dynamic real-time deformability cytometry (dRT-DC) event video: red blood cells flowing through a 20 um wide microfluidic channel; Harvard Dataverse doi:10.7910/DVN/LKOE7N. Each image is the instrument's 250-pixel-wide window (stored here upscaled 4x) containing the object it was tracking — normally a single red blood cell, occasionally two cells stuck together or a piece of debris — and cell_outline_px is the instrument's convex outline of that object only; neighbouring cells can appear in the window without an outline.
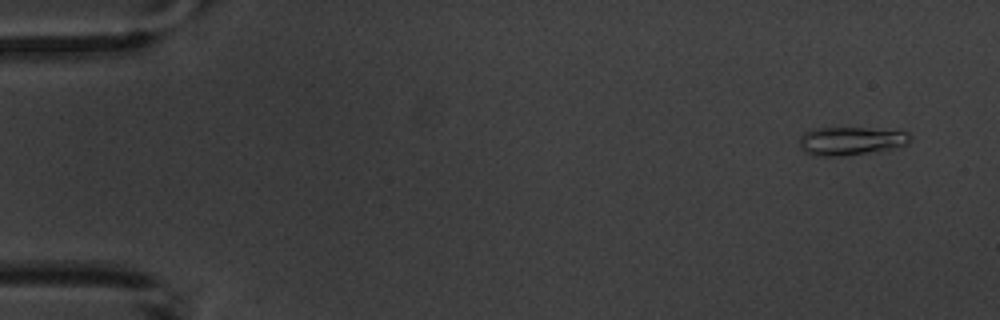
{"species": "common noctule bat (a hibernating species)", "species_latin": "Nyctalus noctula", "temperature_condition": "warm", "stored_images_in_passage": 7, "camera_frame_rate_fps": 3000, "um_per_image_px": 0.085, "animal": {"sex": "male", "body_mass_g": 20.1, "forearm_length_mm": 53.5}, "frame": {"image": 1, "passage_image": 1, "time_ms": 0.0, "image_size_px": [1000, 320], "cell_outline_px": [[912, 140], [904, 144], [892, 148], [848, 156], [812, 156], [804, 152], [800, 148], [800, 136], [816, 128], [868, 128], [908, 132], [912, 136]], "centroid_in_image_um": [72.3, 11.99], "position_along_channel_um": 12.7, "area_um2": 18.21}}
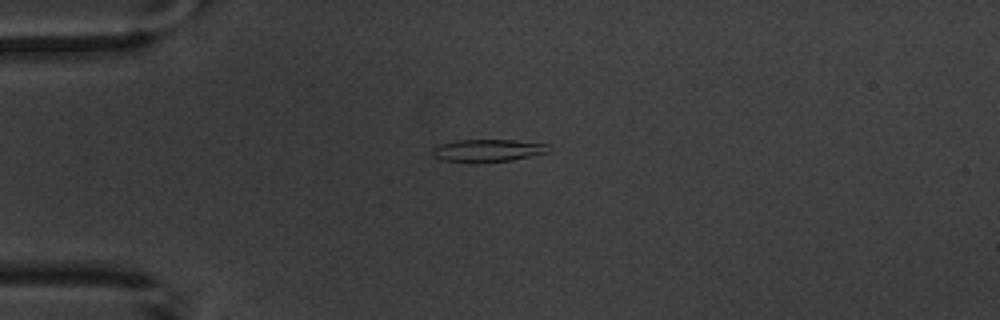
{"frame": {"image": 2, "passage_image": 4, "time_ms": 3.667, "image_size_px": [1000, 320], "cell_outline_px": [[552, 148], [548, 152], [512, 160], [476, 164], [472, 164], [440, 160], [432, 156], [432, 148], [440, 144], [456, 140], [516, 140], [548, 144]], "centroid_in_image_um": [41.42, 12.81], "position_along_channel_um": 43.6, "area_um2": 15.78}}
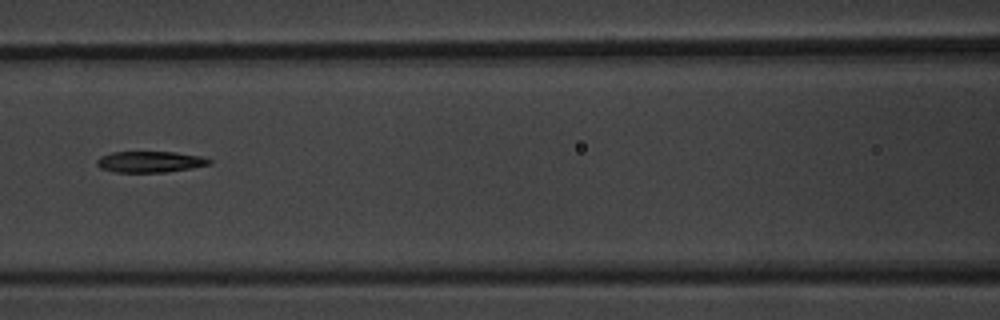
{"frame": {"image": 3, "passage_image": 7, "time_ms": 7.333, "image_size_px": [1000, 320], "cell_outline_px": [[212, 164], [192, 168], [164, 172], [116, 172], [100, 168], [96, 164], [96, 160], [100, 156], [112, 152], [176, 152], [200, 156], [212, 160]], "centroid_in_image_um": [12.75, 13.75], "position_along_channel_um": 153.8, "area_um2": 13.87}}